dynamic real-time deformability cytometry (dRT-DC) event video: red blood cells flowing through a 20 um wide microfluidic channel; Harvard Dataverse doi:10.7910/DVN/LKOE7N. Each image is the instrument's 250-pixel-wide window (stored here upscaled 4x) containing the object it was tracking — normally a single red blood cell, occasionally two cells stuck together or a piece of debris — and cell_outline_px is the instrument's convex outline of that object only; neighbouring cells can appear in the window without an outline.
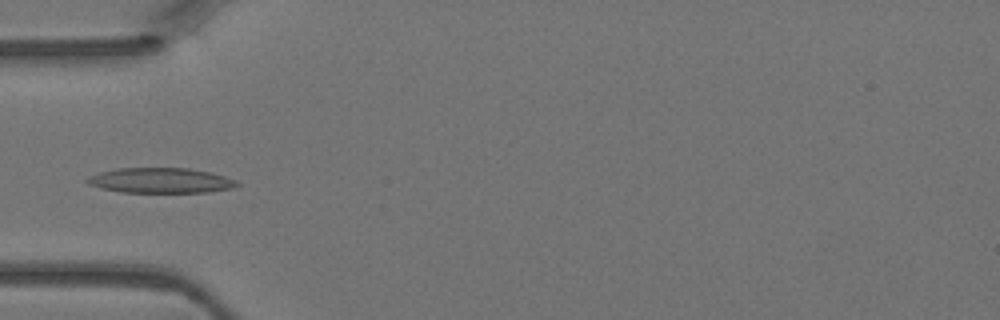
{"species": "Egyptian fruit bat (a non-hibernating species)", "species_latin": "Rousettus aegyptiacus", "temperature_condition": "warm", "stored_images_in_passage": 3, "camera_frame_rate_fps": 3000, "um_per_image_px": 0.085, "animal": {"sex": "female"}, "frame": {"image": 1, "passage_image": 3, "time_ms": 0.667, "image_size_px": [1000, 320], "cell_outline_px": [[240, 184], [232, 188], [208, 192], [120, 192], [100, 188], [88, 184], [84, 180], [88, 176], [100, 172], [116, 168], [188, 168], [212, 172], [236, 180]], "centroid_in_image_um": [13.63, 15.33], "position_along_channel_um": 71.4, "area_um2": 22.08}}